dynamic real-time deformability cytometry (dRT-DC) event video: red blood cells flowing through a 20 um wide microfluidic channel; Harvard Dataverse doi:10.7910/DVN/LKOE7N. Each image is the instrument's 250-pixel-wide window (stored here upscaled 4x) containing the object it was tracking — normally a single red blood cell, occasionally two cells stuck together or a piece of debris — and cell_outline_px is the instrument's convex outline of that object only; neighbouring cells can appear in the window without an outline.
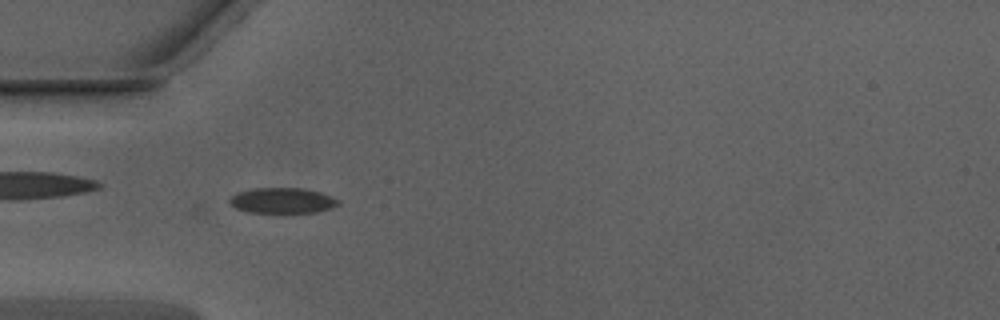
{"species": "Egyptian fruit bat (a non-hibernating species)", "species_latin": "Rousettus aegyptiacus", "temperature_condition": "warm", "stored_images_in_passage": 42, "camera_frame_rate_fps": 3000, "um_per_image_px": 0.085, "animal": {"sex": "male"}, "frame": {"image": 1, "passage_image": 6, "time_ms": 1.667, "image_size_px": [1000, 320], "cell_outline_px": [[340, 204], [332, 208], [316, 212], [280, 216], [248, 212], [236, 208], [228, 200], [232, 196], [240, 192], [256, 188], [304, 188], [320, 192], [332, 196], [340, 200]], "centroid_in_image_um": [24.06, 17.1], "position_along_channel_um": 60.9, "area_um2": 16.99}}
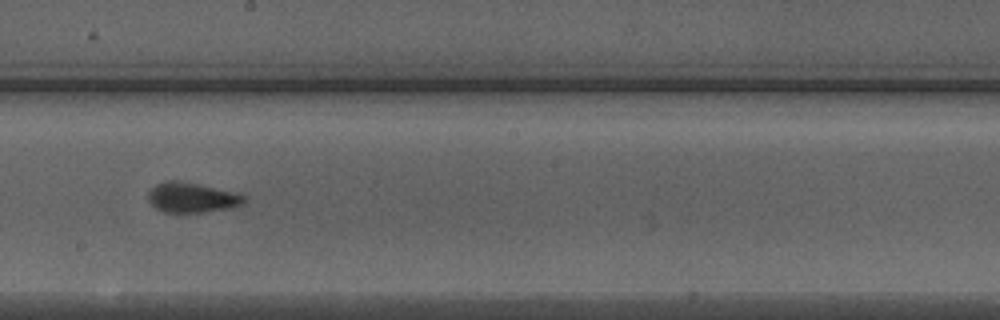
{"frame": {"image": 2, "passage_image": 19, "time_ms": 6.0, "image_size_px": [1000, 320], "cell_outline_px": [[248, 200], [244, 204], [232, 208], [200, 212], [164, 212], [156, 208], [148, 200], [148, 192], [156, 184], [168, 180], [172, 180], [196, 184], [236, 192], [248, 196]], "centroid_in_image_um": [16.37, 16.8], "position_along_channel_um": 231.8, "area_um2": 16.76}}
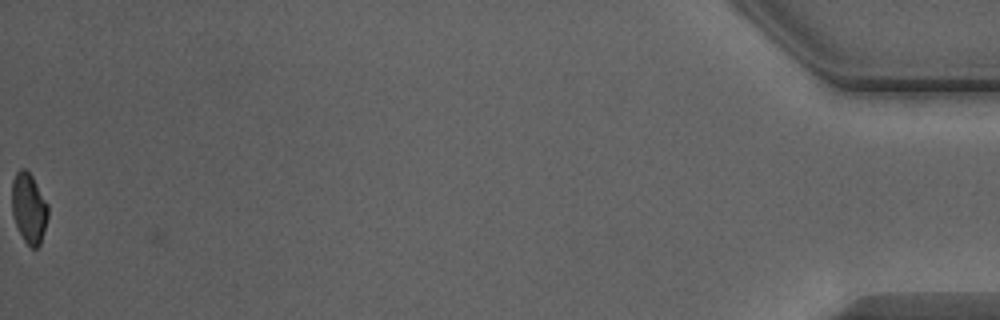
{"frame": {"image": 3, "passage_image": 42, "time_ms": 13.667, "image_size_px": [1000, 320], "cell_outline_px": [[48, 216], [40, 244], [36, 248], [32, 248], [24, 240], [16, 224], [12, 212], [12, 180], [16, 172], [20, 168], [24, 168], [32, 176], [48, 204]], "centroid_in_image_um": [2.45, 17.66], "position_along_channel_um": 432.7, "area_um2": 14.62}, "authors_computed_cell_mechanics": {"area_um2": 16.473, "velocity_mm_per_s": 3.9939, "shape_relaxation_time_tau1_ms": 7.8195, "shape_relaxation_time_tau2_ms": 1.1986, "deformation_change_tau1": 0.172, "deformation_change_tau2": 0.0489}}